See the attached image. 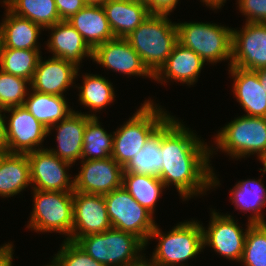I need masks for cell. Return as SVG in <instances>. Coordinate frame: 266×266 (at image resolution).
Here are the masks:
<instances>
[{"mask_svg":"<svg viewBox=\"0 0 266 266\" xmlns=\"http://www.w3.org/2000/svg\"><path fill=\"white\" fill-rule=\"evenodd\" d=\"M170 116L152 100H145L133 117L113 132L111 157L124 168Z\"/></svg>","mask_w":266,"mask_h":266,"instance_id":"3","label":"cell"},{"mask_svg":"<svg viewBox=\"0 0 266 266\" xmlns=\"http://www.w3.org/2000/svg\"><path fill=\"white\" fill-rule=\"evenodd\" d=\"M87 5H103L108 0H84Z\"/></svg>","mask_w":266,"mask_h":266,"instance_id":"45","label":"cell"},{"mask_svg":"<svg viewBox=\"0 0 266 266\" xmlns=\"http://www.w3.org/2000/svg\"><path fill=\"white\" fill-rule=\"evenodd\" d=\"M6 18L1 23V38L4 48L40 50L37 38L41 26L27 18L12 13L7 7Z\"/></svg>","mask_w":266,"mask_h":266,"instance_id":"24","label":"cell"},{"mask_svg":"<svg viewBox=\"0 0 266 266\" xmlns=\"http://www.w3.org/2000/svg\"><path fill=\"white\" fill-rule=\"evenodd\" d=\"M82 84L78 87L80 104L91 108L92 112H98L113 102L115 91L108 79L100 75L85 74Z\"/></svg>","mask_w":266,"mask_h":266,"instance_id":"33","label":"cell"},{"mask_svg":"<svg viewBox=\"0 0 266 266\" xmlns=\"http://www.w3.org/2000/svg\"><path fill=\"white\" fill-rule=\"evenodd\" d=\"M5 113H11L8 123H5L8 153L27 154L42 149L48 129L41 122L24 106L6 108Z\"/></svg>","mask_w":266,"mask_h":266,"instance_id":"11","label":"cell"},{"mask_svg":"<svg viewBox=\"0 0 266 266\" xmlns=\"http://www.w3.org/2000/svg\"><path fill=\"white\" fill-rule=\"evenodd\" d=\"M144 257L145 256L141 253L137 258L128 262L124 266H160L152 257L149 260Z\"/></svg>","mask_w":266,"mask_h":266,"instance_id":"41","label":"cell"},{"mask_svg":"<svg viewBox=\"0 0 266 266\" xmlns=\"http://www.w3.org/2000/svg\"><path fill=\"white\" fill-rule=\"evenodd\" d=\"M6 6L12 13L29 19L43 29L62 21L54 0H10Z\"/></svg>","mask_w":266,"mask_h":266,"instance_id":"29","label":"cell"},{"mask_svg":"<svg viewBox=\"0 0 266 266\" xmlns=\"http://www.w3.org/2000/svg\"><path fill=\"white\" fill-rule=\"evenodd\" d=\"M40 53V50L4 48L1 45L0 69L31 82L41 57Z\"/></svg>","mask_w":266,"mask_h":266,"instance_id":"31","label":"cell"},{"mask_svg":"<svg viewBox=\"0 0 266 266\" xmlns=\"http://www.w3.org/2000/svg\"><path fill=\"white\" fill-rule=\"evenodd\" d=\"M135 1L146 5L150 0H135Z\"/></svg>","mask_w":266,"mask_h":266,"instance_id":"47","label":"cell"},{"mask_svg":"<svg viewBox=\"0 0 266 266\" xmlns=\"http://www.w3.org/2000/svg\"><path fill=\"white\" fill-rule=\"evenodd\" d=\"M1 45H2V38H1V25H0V49H1Z\"/></svg>","mask_w":266,"mask_h":266,"instance_id":"50","label":"cell"},{"mask_svg":"<svg viewBox=\"0 0 266 266\" xmlns=\"http://www.w3.org/2000/svg\"><path fill=\"white\" fill-rule=\"evenodd\" d=\"M30 184V164L27 154L7 153L0 163V196L12 197Z\"/></svg>","mask_w":266,"mask_h":266,"instance_id":"25","label":"cell"},{"mask_svg":"<svg viewBox=\"0 0 266 266\" xmlns=\"http://www.w3.org/2000/svg\"><path fill=\"white\" fill-rule=\"evenodd\" d=\"M240 262L244 266H266V223L248 226Z\"/></svg>","mask_w":266,"mask_h":266,"instance_id":"34","label":"cell"},{"mask_svg":"<svg viewBox=\"0 0 266 266\" xmlns=\"http://www.w3.org/2000/svg\"><path fill=\"white\" fill-rule=\"evenodd\" d=\"M31 91L23 106L47 129L74 111L68 108L64 96Z\"/></svg>","mask_w":266,"mask_h":266,"instance_id":"26","label":"cell"},{"mask_svg":"<svg viewBox=\"0 0 266 266\" xmlns=\"http://www.w3.org/2000/svg\"><path fill=\"white\" fill-rule=\"evenodd\" d=\"M27 156L32 190L74 192V180L66 170L71 163L61 160L48 148L29 152Z\"/></svg>","mask_w":266,"mask_h":266,"instance_id":"10","label":"cell"},{"mask_svg":"<svg viewBox=\"0 0 266 266\" xmlns=\"http://www.w3.org/2000/svg\"><path fill=\"white\" fill-rule=\"evenodd\" d=\"M46 29L52 32L46 43L49 52L53 53L52 57L62 58L78 68L84 57L92 59L93 50L67 20H62Z\"/></svg>","mask_w":266,"mask_h":266,"instance_id":"19","label":"cell"},{"mask_svg":"<svg viewBox=\"0 0 266 266\" xmlns=\"http://www.w3.org/2000/svg\"><path fill=\"white\" fill-rule=\"evenodd\" d=\"M230 193V200L235 204L236 209L245 213L252 211V215L248 219L249 222L252 224L266 223L261 213L262 208L266 206V187L262 184L261 179L238 181Z\"/></svg>","mask_w":266,"mask_h":266,"instance_id":"27","label":"cell"},{"mask_svg":"<svg viewBox=\"0 0 266 266\" xmlns=\"http://www.w3.org/2000/svg\"><path fill=\"white\" fill-rule=\"evenodd\" d=\"M264 168L263 169H260V171H263V173L266 172V160L262 163Z\"/></svg>","mask_w":266,"mask_h":266,"instance_id":"48","label":"cell"},{"mask_svg":"<svg viewBox=\"0 0 266 266\" xmlns=\"http://www.w3.org/2000/svg\"><path fill=\"white\" fill-rule=\"evenodd\" d=\"M92 59L102 67L124 75H139L154 79V75L126 38H114L96 46L92 51Z\"/></svg>","mask_w":266,"mask_h":266,"instance_id":"16","label":"cell"},{"mask_svg":"<svg viewBox=\"0 0 266 266\" xmlns=\"http://www.w3.org/2000/svg\"><path fill=\"white\" fill-rule=\"evenodd\" d=\"M93 50L114 39V35L101 5H86L67 20Z\"/></svg>","mask_w":266,"mask_h":266,"instance_id":"23","label":"cell"},{"mask_svg":"<svg viewBox=\"0 0 266 266\" xmlns=\"http://www.w3.org/2000/svg\"><path fill=\"white\" fill-rule=\"evenodd\" d=\"M211 214V223H209L208 229L202 226L204 247L206 245L212 247L215 252L226 259L240 262L248 226L252 223L248 222L247 228L243 232L242 227L240 228L230 214L221 215L215 209Z\"/></svg>","mask_w":266,"mask_h":266,"instance_id":"12","label":"cell"},{"mask_svg":"<svg viewBox=\"0 0 266 266\" xmlns=\"http://www.w3.org/2000/svg\"><path fill=\"white\" fill-rule=\"evenodd\" d=\"M195 134L174 116L161 125L163 163L159 179L165 187L174 185L184 200L204 194L220 182L209 165V158L215 151Z\"/></svg>","mask_w":266,"mask_h":266,"instance_id":"1","label":"cell"},{"mask_svg":"<svg viewBox=\"0 0 266 266\" xmlns=\"http://www.w3.org/2000/svg\"><path fill=\"white\" fill-rule=\"evenodd\" d=\"M13 245L8 243L0 247V266H13Z\"/></svg>","mask_w":266,"mask_h":266,"instance_id":"40","label":"cell"},{"mask_svg":"<svg viewBox=\"0 0 266 266\" xmlns=\"http://www.w3.org/2000/svg\"><path fill=\"white\" fill-rule=\"evenodd\" d=\"M126 39L155 75L178 42L177 25L167 15L150 14Z\"/></svg>","mask_w":266,"mask_h":266,"instance_id":"2","label":"cell"},{"mask_svg":"<svg viewBox=\"0 0 266 266\" xmlns=\"http://www.w3.org/2000/svg\"><path fill=\"white\" fill-rule=\"evenodd\" d=\"M92 117H98L95 114H82V112L73 111L60 123H56L48 128V135L53 128L57 131V150L48 149L61 160L68 163H75L76 160L81 159L83 138L85 126Z\"/></svg>","mask_w":266,"mask_h":266,"instance_id":"18","label":"cell"},{"mask_svg":"<svg viewBox=\"0 0 266 266\" xmlns=\"http://www.w3.org/2000/svg\"><path fill=\"white\" fill-rule=\"evenodd\" d=\"M234 79L233 93L249 117L266 118V90L260 84L256 71L230 67Z\"/></svg>","mask_w":266,"mask_h":266,"instance_id":"20","label":"cell"},{"mask_svg":"<svg viewBox=\"0 0 266 266\" xmlns=\"http://www.w3.org/2000/svg\"><path fill=\"white\" fill-rule=\"evenodd\" d=\"M53 257L56 266H104L88 255L76 242L64 239Z\"/></svg>","mask_w":266,"mask_h":266,"instance_id":"36","label":"cell"},{"mask_svg":"<svg viewBox=\"0 0 266 266\" xmlns=\"http://www.w3.org/2000/svg\"><path fill=\"white\" fill-rule=\"evenodd\" d=\"M61 20H68L72 15L84 8V0H54Z\"/></svg>","mask_w":266,"mask_h":266,"instance_id":"38","label":"cell"},{"mask_svg":"<svg viewBox=\"0 0 266 266\" xmlns=\"http://www.w3.org/2000/svg\"><path fill=\"white\" fill-rule=\"evenodd\" d=\"M238 8L248 23H266V0H238Z\"/></svg>","mask_w":266,"mask_h":266,"instance_id":"37","label":"cell"},{"mask_svg":"<svg viewBox=\"0 0 266 266\" xmlns=\"http://www.w3.org/2000/svg\"><path fill=\"white\" fill-rule=\"evenodd\" d=\"M103 196L112 228L132 233L147 245L156 225L153 215L123 187Z\"/></svg>","mask_w":266,"mask_h":266,"instance_id":"9","label":"cell"},{"mask_svg":"<svg viewBox=\"0 0 266 266\" xmlns=\"http://www.w3.org/2000/svg\"><path fill=\"white\" fill-rule=\"evenodd\" d=\"M76 243L104 266H124L140 255L146 244L132 233L115 228L79 238Z\"/></svg>","mask_w":266,"mask_h":266,"instance_id":"7","label":"cell"},{"mask_svg":"<svg viewBox=\"0 0 266 266\" xmlns=\"http://www.w3.org/2000/svg\"><path fill=\"white\" fill-rule=\"evenodd\" d=\"M179 0H150L146 6L150 14L169 15Z\"/></svg>","mask_w":266,"mask_h":266,"instance_id":"39","label":"cell"},{"mask_svg":"<svg viewBox=\"0 0 266 266\" xmlns=\"http://www.w3.org/2000/svg\"><path fill=\"white\" fill-rule=\"evenodd\" d=\"M260 84L266 90V67L256 70Z\"/></svg>","mask_w":266,"mask_h":266,"instance_id":"44","label":"cell"},{"mask_svg":"<svg viewBox=\"0 0 266 266\" xmlns=\"http://www.w3.org/2000/svg\"><path fill=\"white\" fill-rule=\"evenodd\" d=\"M81 163V171L73 179L74 192L105 195L122 187L124 168L112 157Z\"/></svg>","mask_w":266,"mask_h":266,"instance_id":"14","label":"cell"},{"mask_svg":"<svg viewBox=\"0 0 266 266\" xmlns=\"http://www.w3.org/2000/svg\"><path fill=\"white\" fill-rule=\"evenodd\" d=\"M152 238L159 240L152 258L160 266H188L185 261L204 249L202 224L194 220L180 222L167 234L156 224L149 240Z\"/></svg>","mask_w":266,"mask_h":266,"instance_id":"4","label":"cell"},{"mask_svg":"<svg viewBox=\"0 0 266 266\" xmlns=\"http://www.w3.org/2000/svg\"><path fill=\"white\" fill-rule=\"evenodd\" d=\"M177 41L191 49L204 62L232 61V30L216 23H176Z\"/></svg>","mask_w":266,"mask_h":266,"instance_id":"5","label":"cell"},{"mask_svg":"<svg viewBox=\"0 0 266 266\" xmlns=\"http://www.w3.org/2000/svg\"><path fill=\"white\" fill-rule=\"evenodd\" d=\"M46 266H56L55 263L53 261H51V264L46 265Z\"/></svg>","mask_w":266,"mask_h":266,"instance_id":"52","label":"cell"},{"mask_svg":"<svg viewBox=\"0 0 266 266\" xmlns=\"http://www.w3.org/2000/svg\"><path fill=\"white\" fill-rule=\"evenodd\" d=\"M99 117H92L85 126L81 160H98L111 157L113 136L99 124Z\"/></svg>","mask_w":266,"mask_h":266,"instance_id":"32","label":"cell"},{"mask_svg":"<svg viewBox=\"0 0 266 266\" xmlns=\"http://www.w3.org/2000/svg\"><path fill=\"white\" fill-rule=\"evenodd\" d=\"M204 64L199 55L177 42L165 64L154 75V80L162 83L171 79L188 86L194 85Z\"/></svg>","mask_w":266,"mask_h":266,"instance_id":"21","label":"cell"},{"mask_svg":"<svg viewBox=\"0 0 266 266\" xmlns=\"http://www.w3.org/2000/svg\"><path fill=\"white\" fill-rule=\"evenodd\" d=\"M160 137L161 126L149 137L143 149L124 167V172L159 177L163 163Z\"/></svg>","mask_w":266,"mask_h":266,"instance_id":"30","label":"cell"},{"mask_svg":"<svg viewBox=\"0 0 266 266\" xmlns=\"http://www.w3.org/2000/svg\"><path fill=\"white\" fill-rule=\"evenodd\" d=\"M8 152H0V163L2 158L7 154Z\"/></svg>","mask_w":266,"mask_h":266,"instance_id":"49","label":"cell"},{"mask_svg":"<svg viewBox=\"0 0 266 266\" xmlns=\"http://www.w3.org/2000/svg\"><path fill=\"white\" fill-rule=\"evenodd\" d=\"M27 83L30 85L29 80L0 69V101L5 108L24 105L30 89Z\"/></svg>","mask_w":266,"mask_h":266,"instance_id":"35","label":"cell"},{"mask_svg":"<svg viewBox=\"0 0 266 266\" xmlns=\"http://www.w3.org/2000/svg\"><path fill=\"white\" fill-rule=\"evenodd\" d=\"M10 0H3V4L6 5Z\"/></svg>","mask_w":266,"mask_h":266,"instance_id":"51","label":"cell"},{"mask_svg":"<svg viewBox=\"0 0 266 266\" xmlns=\"http://www.w3.org/2000/svg\"><path fill=\"white\" fill-rule=\"evenodd\" d=\"M8 118L5 115H0V152H7V141H6V129L5 123Z\"/></svg>","mask_w":266,"mask_h":266,"instance_id":"42","label":"cell"},{"mask_svg":"<svg viewBox=\"0 0 266 266\" xmlns=\"http://www.w3.org/2000/svg\"><path fill=\"white\" fill-rule=\"evenodd\" d=\"M33 211L28 229L36 232H57L69 239L73 228L74 192L33 190Z\"/></svg>","mask_w":266,"mask_h":266,"instance_id":"8","label":"cell"},{"mask_svg":"<svg viewBox=\"0 0 266 266\" xmlns=\"http://www.w3.org/2000/svg\"><path fill=\"white\" fill-rule=\"evenodd\" d=\"M201 1L204 2L206 6L208 7L210 6L213 10L220 9L222 5L224 6L223 3L226 2V0H201Z\"/></svg>","mask_w":266,"mask_h":266,"instance_id":"43","label":"cell"},{"mask_svg":"<svg viewBox=\"0 0 266 266\" xmlns=\"http://www.w3.org/2000/svg\"><path fill=\"white\" fill-rule=\"evenodd\" d=\"M230 67L256 71L266 67V23H245L232 30Z\"/></svg>","mask_w":266,"mask_h":266,"instance_id":"13","label":"cell"},{"mask_svg":"<svg viewBox=\"0 0 266 266\" xmlns=\"http://www.w3.org/2000/svg\"><path fill=\"white\" fill-rule=\"evenodd\" d=\"M122 187L148 212L154 214L158 198L166 187L159 177L123 172Z\"/></svg>","mask_w":266,"mask_h":266,"instance_id":"28","label":"cell"},{"mask_svg":"<svg viewBox=\"0 0 266 266\" xmlns=\"http://www.w3.org/2000/svg\"><path fill=\"white\" fill-rule=\"evenodd\" d=\"M73 210V228L68 240L76 242L83 236L112 228L103 195L74 192Z\"/></svg>","mask_w":266,"mask_h":266,"instance_id":"15","label":"cell"},{"mask_svg":"<svg viewBox=\"0 0 266 266\" xmlns=\"http://www.w3.org/2000/svg\"><path fill=\"white\" fill-rule=\"evenodd\" d=\"M215 140L220 151L232 158L257 154L263 163L266 160V118L237 117L217 133Z\"/></svg>","mask_w":266,"mask_h":266,"instance_id":"6","label":"cell"},{"mask_svg":"<svg viewBox=\"0 0 266 266\" xmlns=\"http://www.w3.org/2000/svg\"><path fill=\"white\" fill-rule=\"evenodd\" d=\"M102 7L115 38H126L150 16L147 6L135 0H108Z\"/></svg>","mask_w":266,"mask_h":266,"instance_id":"22","label":"cell"},{"mask_svg":"<svg viewBox=\"0 0 266 266\" xmlns=\"http://www.w3.org/2000/svg\"><path fill=\"white\" fill-rule=\"evenodd\" d=\"M5 111H6V108L4 107V105L0 101V115H5V113L2 114V112H5Z\"/></svg>","mask_w":266,"mask_h":266,"instance_id":"46","label":"cell"},{"mask_svg":"<svg viewBox=\"0 0 266 266\" xmlns=\"http://www.w3.org/2000/svg\"><path fill=\"white\" fill-rule=\"evenodd\" d=\"M78 68L62 58L51 57L42 61L40 57L30 88L40 93L64 96L63 93L78 76Z\"/></svg>","mask_w":266,"mask_h":266,"instance_id":"17","label":"cell"}]
</instances>
